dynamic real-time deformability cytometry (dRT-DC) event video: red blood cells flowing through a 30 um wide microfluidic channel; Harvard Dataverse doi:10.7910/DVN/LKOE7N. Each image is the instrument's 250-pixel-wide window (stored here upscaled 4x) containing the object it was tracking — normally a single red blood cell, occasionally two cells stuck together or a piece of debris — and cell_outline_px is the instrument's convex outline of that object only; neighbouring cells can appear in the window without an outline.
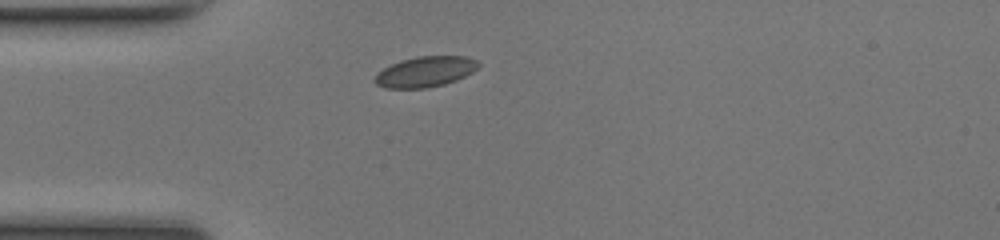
{"species": "common noctule bat (a hibernating species)", "species_latin": "Nyctalus noctula", "temperature_condition": "room temperature", "stored_images_in_passage": 32, "camera_frame_rate_fps": 3000, "um_per_image_px": 0.085, "animal": {"sex": "female", "body_mass_g": 17.0, "forearm_length_mm": 48.0}, "frame": {"image": 1, "passage_image": 1, "time_ms": 0.0, "image_size_px": [1000, 240], "cell_outline_px": [[480, 64], [472, 72], [456, 80], [444, 84], [424, 88], [384, 88], [376, 84], [372, 80], [376, 72], [400, 60], [420, 56], [468, 56], [476, 60]], "centroid_in_image_um": [36.11, 6.09], "position_along_channel_um": 48.9, "area_um2": 18.44}}
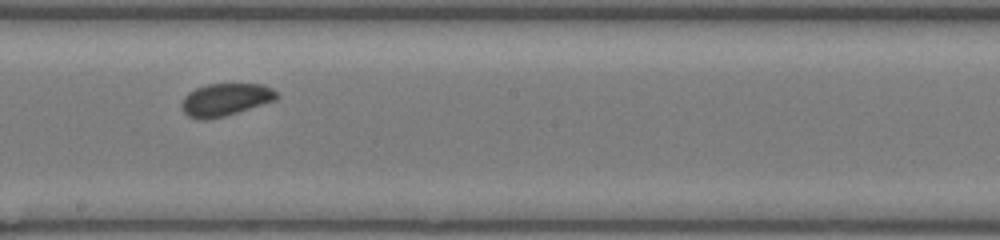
{"frame": {"image": 2, "passage_image": 15, "time_ms": 4.667, "image_size_px": [1000, 240], "cell_outline_px": [[280, 96], [276, 100], [224, 116], [204, 120], [200, 120], [188, 116], [180, 108], [180, 104], [184, 96], [188, 92], [196, 88], [208, 84], [264, 84], [272, 88]], "centroid_in_image_um": [19.14, 8.46], "position_along_channel_um": 229.1, "area_um2": 18.09}}
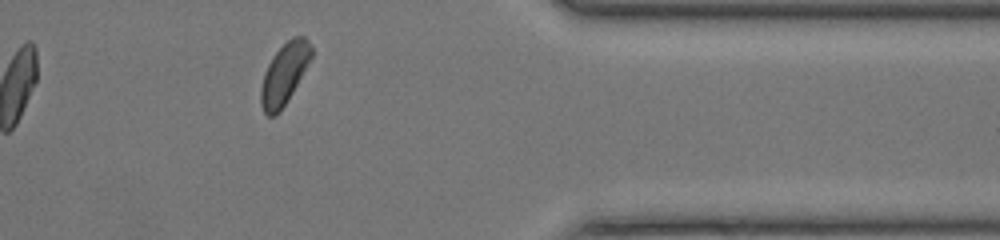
{"frame": {"image": 3, "passage_image": 28, "time_ms": 9.0, "image_size_px": [1000, 240], "cell_outline_px": [[312, 56], [292, 92], [276, 116], [268, 116], [264, 112], [260, 104], [260, 88], [264, 72], [272, 56], [292, 36], [304, 36], [308, 40], [312, 48]], "centroid_in_image_um": [24.14, 6.27], "position_along_channel_um": 387.3, "area_um2": 17.69}, "authors_computed_cell_mechanics": {"area_um2": 17.8602, "velocity_mm_per_s": 4.1167, "shape_relaxation_time_tau1_ms": 1.271, "shape_relaxation_time_tau2_ms": null, "deformation_change_tau1": 0.0468, "deformation_change_tau2": null}}